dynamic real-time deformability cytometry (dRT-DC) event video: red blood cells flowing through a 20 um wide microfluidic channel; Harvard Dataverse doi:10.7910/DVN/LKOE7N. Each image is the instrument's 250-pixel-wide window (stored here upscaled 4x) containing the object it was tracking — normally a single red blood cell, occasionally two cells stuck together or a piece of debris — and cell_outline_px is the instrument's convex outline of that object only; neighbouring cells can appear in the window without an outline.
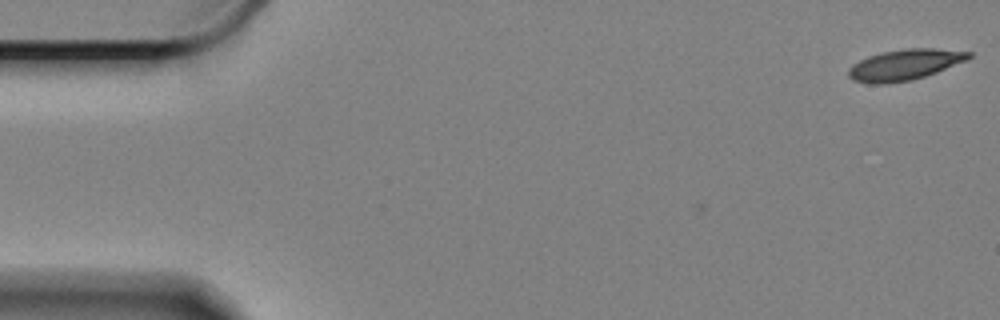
{"species": "Egyptian fruit bat (a non-hibernating species)", "species_latin": "Rousettus aegyptiacus", "temperature_condition": "cold", "stored_images_in_passage": 3, "camera_frame_rate_fps": 3000, "um_per_image_px": 0.085, "animal": {"sex": "female"}, "frame": {"image": 1, "passage_image": 3, "time_ms": 0.667, "image_size_px": [1000, 320], "cell_outline_px": [[972, 56], [964, 60], [936, 72], [924, 76], [908, 80], [884, 84], [868, 84], [852, 80], [848, 76], [848, 68], [852, 64], [868, 56], [880, 52], [908, 48], [932, 48], [972, 52]], "centroid_in_image_um": [76.82, 5.5], "position_along_channel_um": 8.2, "area_um2": 21.39}}